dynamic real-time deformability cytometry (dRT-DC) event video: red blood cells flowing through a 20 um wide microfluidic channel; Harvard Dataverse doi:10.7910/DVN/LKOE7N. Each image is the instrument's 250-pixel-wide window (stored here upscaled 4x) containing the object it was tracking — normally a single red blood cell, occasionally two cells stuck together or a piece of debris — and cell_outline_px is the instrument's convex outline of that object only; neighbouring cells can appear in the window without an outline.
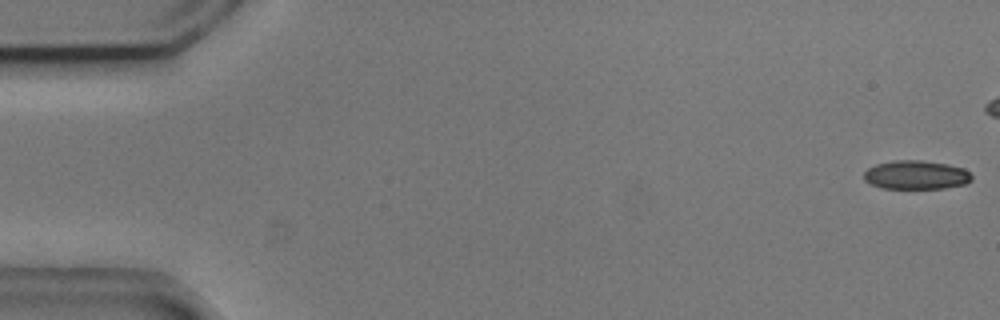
{"species": "common noctule bat (a hibernating species)", "species_latin": "Nyctalus noctula", "temperature_condition": "cold", "stored_images_in_passage": 4, "camera_frame_rate_fps": 3000, "um_per_image_px": 0.085, "animal": {"sex": "male", "body_mass_g": 20.5, "forearm_length_mm": 52.5}, "frame": {"image": 1, "passage_image": 1, "time_ms": 0.0, "image_size_px": [1000, 320], "cell_outline_px": [[972, 180], [964, 184], [944, 188], [880, 188], [864, 180], [864, 172], [868, 168], [876, 164], [896, 160], [920, 160], [948, 164], [964, 168], [972, 176]], "centroid_in_image_um": [77.86, 14.86], "position_along_channel_um": 7.1, "area_um2": 18.03}}